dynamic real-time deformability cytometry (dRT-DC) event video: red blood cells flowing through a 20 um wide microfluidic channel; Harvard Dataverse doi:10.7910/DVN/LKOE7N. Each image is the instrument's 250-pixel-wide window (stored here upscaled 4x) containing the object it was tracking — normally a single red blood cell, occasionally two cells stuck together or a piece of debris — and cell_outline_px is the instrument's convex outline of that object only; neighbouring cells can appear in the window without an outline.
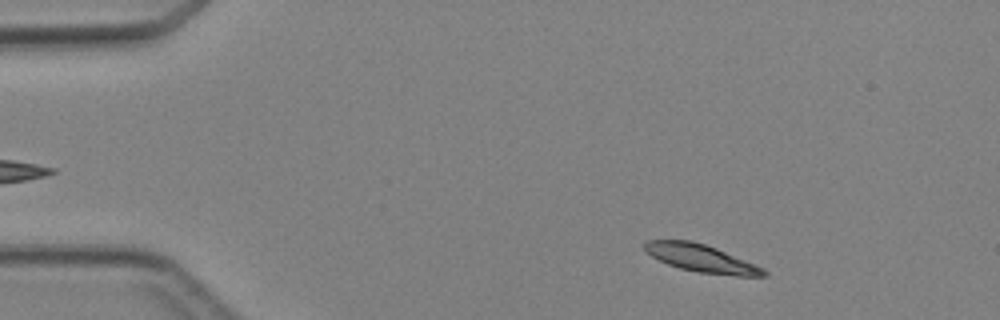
{"species": "Egyptian fruit bat (a non-hibernating species)", "species_latin": "Rousettus aegyptiacus", "temperature_condition": "cold", "stored_images_in_passage": 4, "segment_of_instrument_passage": [1, 2], "camera_frame_rate_fps": 3000, "um_per_image_px": 0.085, "animal": {"sex": "female"}, "frame": {"image": 1, "passage_image": 1, "time_ms": 0.0, "image_size_px": [1000, 320], "cell_outline_px": [[768, 276], [736, 276], [696, 272], [680, 268], [668, 264], [644, 252], [640, 244], [648, 240], [692, 240], [716, 248], [764, 268], [768, 272]], "centroid_in_image_um": [59.56, 21.95], "position_along_channel_um": 25.4, "area_um2": 19.31}}
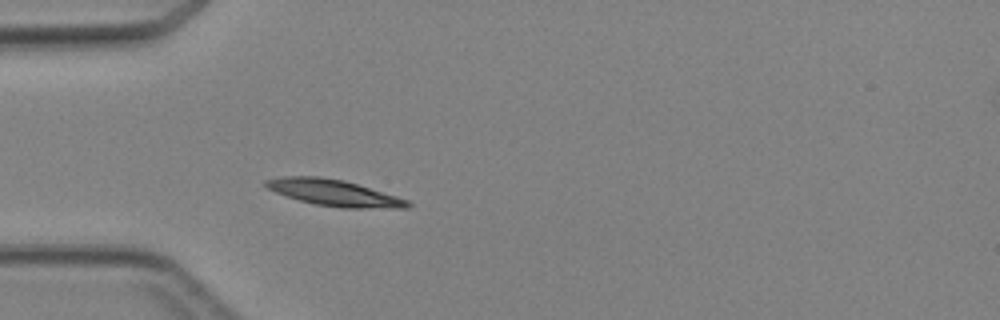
{"frame": {"image": 2, "passage_image": 3, "time_ms": 2.333, "image_size_px": [1000, 320], "cell_outline_px": [[412, 204], [408, 208], [340, 208], [316, 204], [300, 200], [276, 192], [268, 188], [264, 184], [264, 180], [280, 176], [320, 176], [344, 180], [396, 196], [408, 200]], "centroid_in_image_um": [28.39, 16.38], "position_along_channel_um": 56.6, "area_um2": 21.62}}